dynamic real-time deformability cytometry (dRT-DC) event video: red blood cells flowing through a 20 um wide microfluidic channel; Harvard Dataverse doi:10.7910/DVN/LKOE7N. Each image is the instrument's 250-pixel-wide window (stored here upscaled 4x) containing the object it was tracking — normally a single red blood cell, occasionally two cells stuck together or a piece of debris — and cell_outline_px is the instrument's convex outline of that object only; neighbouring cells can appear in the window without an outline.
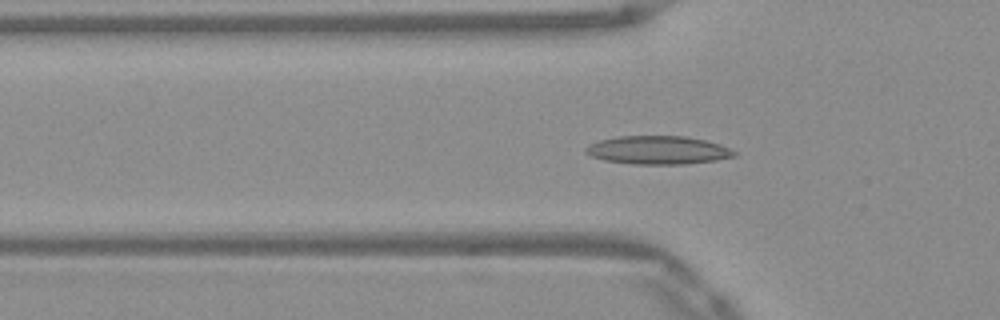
{"species": "Egyptian fruit bat (a non-hibernating species)", "species_latin": "Rousettus aegyptiacus", "temperature_condition": "warm", "stored_images_in_passage": 51, "camera_frame_rate_fps": 3000, "um_per_image_px": 0.085, "frame": {"image": 1, "passage_image": 16, "time_ms": 5.0, "image_size_px": [1000, 320], "cell_outline_px": [[736, 156], [716, 160], [688, 164], [632, 164], [604, 160], [592, 156], [584, 152], [584, 148], [600, 140], [620, 136], [684, 136], [704, 140], [720, 144], [736, 152]], "centroid_in_image_um": [55.94, 12.76], "position_along_channel_um": 69.9, "area_um2": 24.39}}
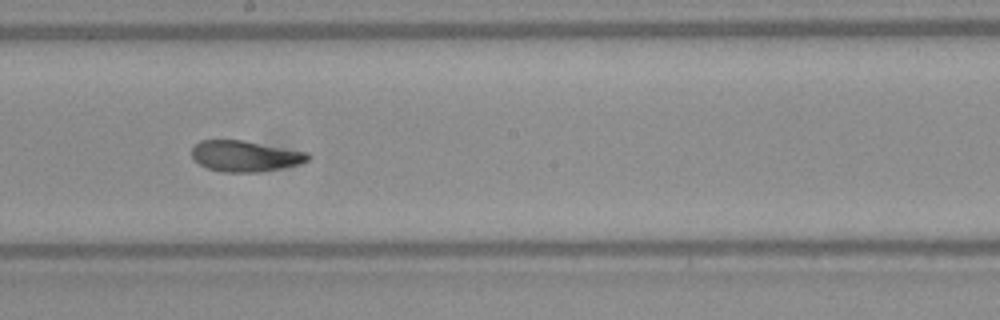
{"frame": {"image": 2, "passage_image": 28, "time_ms": 9.0, "image_size_px": [1000, 320], "cell_outline_px": [[312, 156], [308, 160], [300, 164], [280, 168], [256, 172], [224, 172], [208, 168], [200, 164], [192, 156], [192, 148], [200, 140], [244, 140], [308, 152]], "centroid_in_image_um": [20.87, 13.26], "position_along_channel_um": 227.3, "area_um2": 20.87}}
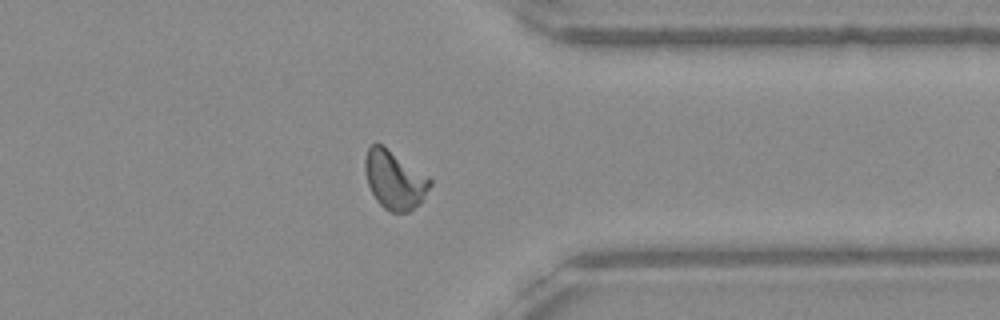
{"frame": {"image": 3, "passage_image": 40, "time_ms": 13.0, "image_size_px": [1000, 320], "cell_outline_px": [[432, 184], [420, 204], [408, 212], [392, 212], [384, 208], [376, 200], [368, 184], [364, 172], [364, 160], [368, 148], [372, 144], [380, 144], [428, 176], [432, 180]], "centroid_in_image_um": [33.53, 15.31], "position_along_channel_um": 377.9, "area_um2": 21.91}, "authors_computed_cell_mechanics": {"area_um2": 21.5016, "velocity_mm_per_s": 3.9215, "shape_relaxation_time_tau1_ms": 8.8858, "shape_relaxation_time_tau2_ms": 1.081, "deformation_change_tau1": 0.2309, "deformation_change_tau2": 0.064}}